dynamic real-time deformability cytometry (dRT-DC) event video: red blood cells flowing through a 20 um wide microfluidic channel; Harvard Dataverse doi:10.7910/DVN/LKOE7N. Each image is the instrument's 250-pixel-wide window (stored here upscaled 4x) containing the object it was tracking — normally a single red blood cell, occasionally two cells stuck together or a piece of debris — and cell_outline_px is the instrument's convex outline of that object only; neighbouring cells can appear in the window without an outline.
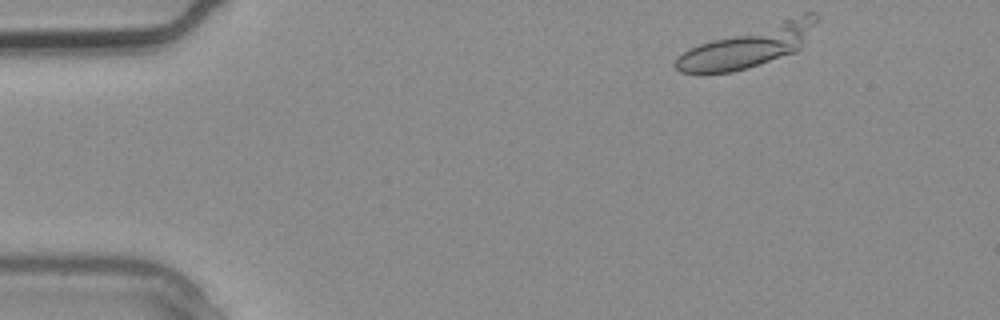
{"species": "common noctule bat (a hibernating species)", "species_latin": "Nyctalus noctula", "temperature_condition": "warm", "stored_images_in_passage": 2, "camera_frame_rate_fps": 3000, "um_per_image_px": 0.085, "animal": {"sex": "male", "body_mass_g": 20.4}, "frame": {"image": 1, "passage_image": 2, "time_ms": 0.333, "image_size_px": [1000, 320], "cell_outline_px": [[816, 20], [800, 48], [796, 52], [748, 68], [732, 72], [680, 72], [672, 64], [688, 48], [712, 40], [804, 12], [816, 12]], "centroid_in_image_um": [63.62, 3.94], "position_along_channel_um": 21.4, "area_um2": 32.83}}